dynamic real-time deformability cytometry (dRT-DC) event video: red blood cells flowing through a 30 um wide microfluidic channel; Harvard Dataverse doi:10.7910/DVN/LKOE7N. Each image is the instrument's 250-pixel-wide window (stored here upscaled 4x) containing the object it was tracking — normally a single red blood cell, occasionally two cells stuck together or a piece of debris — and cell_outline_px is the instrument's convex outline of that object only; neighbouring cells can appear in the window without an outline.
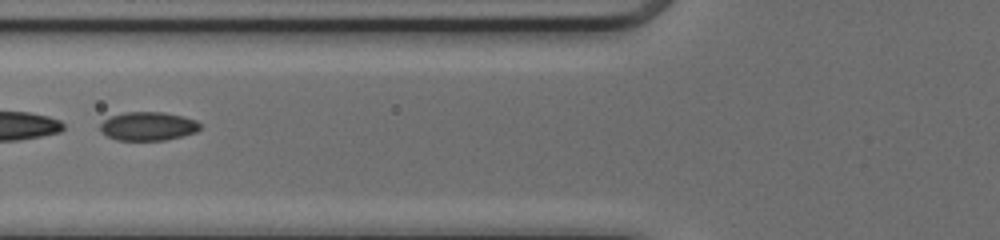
{"species": "common noctule bat (a hibernating species)", "species_latin": "Nyctalus noctula", "temperature_condition": "cold", "stored_images_in_passage": 50, "segment_of_instrument_passage": [2, 2], "camera_frame_rate_fps": 3000, "um_per_image_px": 0.085, "animal": {"sex": "female", "body_mass_g": 17.0, "forearm_length_mm": 48.0}, "frame": {"image": 1, "passage_image": 21, "time_ms": 6.667, "image_size_px": [1000, 240], "cell_outline_px": [[200, 128], [196, 132], [164, 140], [116, 140], [100, 132], [100, 124], [104, 120], [112, 116], [124, 112], [164, 112], [184, 116], [196, 120], [200, 124]], "centroid_in_image_um": [12.57, 10.72], "position_along_channel_um": 113.2, "area_um2": 16.65}}